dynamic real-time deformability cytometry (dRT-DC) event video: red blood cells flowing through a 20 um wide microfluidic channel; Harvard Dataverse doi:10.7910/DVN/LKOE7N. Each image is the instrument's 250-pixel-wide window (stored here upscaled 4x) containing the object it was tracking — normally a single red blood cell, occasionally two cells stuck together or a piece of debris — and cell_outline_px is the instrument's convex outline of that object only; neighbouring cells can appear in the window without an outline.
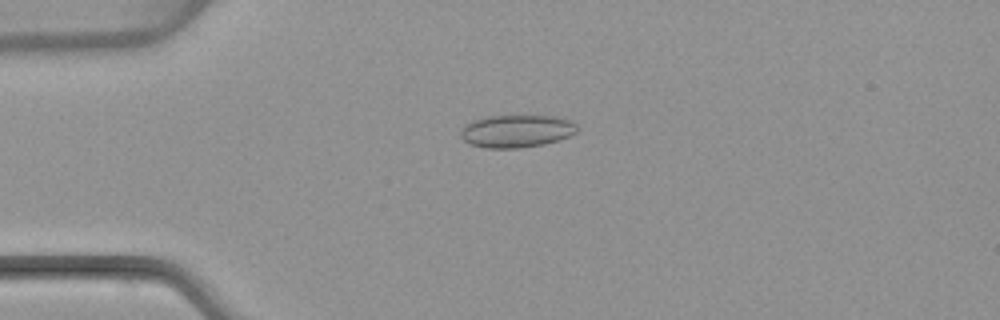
{"species": "common noctule bat (a hibernating species)", "species_latin": "Nyctalus noctula", "temperature_condition": "warm", "stored_images_in_passage": 6, "camera_frame_rate_fps": 3000, "um_per_image_px": 0.085, "animal": {"sex": "female", "body_mass_g": 22.7, "forearm_length_mm": 54.2}, "frame": {"image": 1, "passage_image": 4, "time_ms": 3.667, "image_size_px": [1000, 320], "cell_outline_px": [[580, 128], [572, 136], [560, 140], [544, 144], [520, 148], [484, 148], [472, 144], [464, 140], [460, 136], [460, 132], [464, 124], [472, 120], [488, 116], [552, 116], [572, 120]], "centroid_in_image_um": [43.94, 11.14], "position_along_channel_um": 41.1, "area_um2": 22.43}}
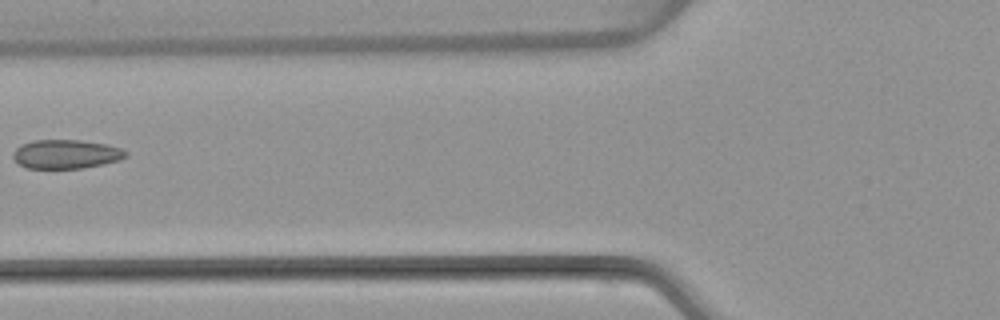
{"frame": {"image": 2, "passage_image": 6, "time_ms": 6.333, "image_size_px": [1000, 320], "cell_outline_px": [[128, 156], [116, 160], [100, 164], [80, 168], [24, 168], [12, 156], [12, 152], [20, 144], [32, 140], [80, 140], [108, 144], [120, 148], [128, 152]], "centroid_in_image_um": [5.57, 13.08], "position_along_channel_um": 120.2, "area_um2": 18.96}}